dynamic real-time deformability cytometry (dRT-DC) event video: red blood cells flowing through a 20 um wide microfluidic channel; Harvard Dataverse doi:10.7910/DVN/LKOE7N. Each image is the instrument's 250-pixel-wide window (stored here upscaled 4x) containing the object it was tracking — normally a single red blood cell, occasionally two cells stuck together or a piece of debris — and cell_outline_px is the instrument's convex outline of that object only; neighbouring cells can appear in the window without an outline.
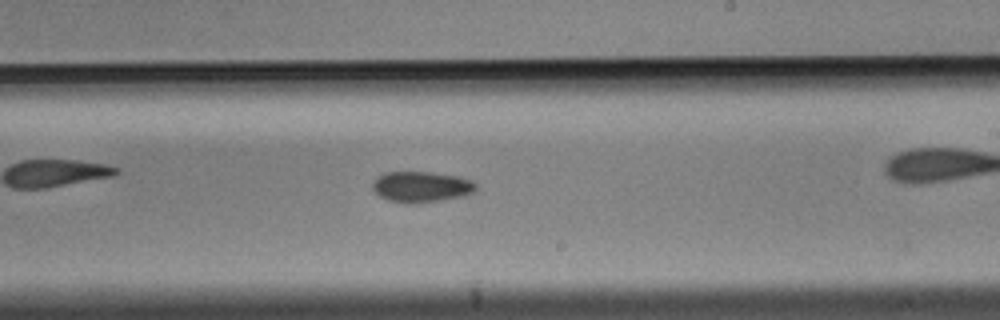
{"species": "Egyptian fruit bat (a non-hibernating species)", "species_latin": "Rousettus aegyptiacus", "temperature_condition": "cold", "stored_images_in_passage": 58, "camera_frame_rate_fps": 3000, "um_per_image_px": 0.085, "animal": {"sex": "male"}, "frame": {"image": 1, "passage_image": 34, "time_ms": 11.0, "image_size_px": [1000, 320], "cell_outline_px": [[476, 188], [472, 192], [464, 196], [416, 204], [404, 204], [388, 200], [380, 196], [372, 188], [372, 184], [384, 172], [432, 172], [456, 176], [472, 180], [476, 184]], "centroid_in_image_um": [35.81, 15.89], "position_along_channel_um": 253.2, "area_um2": 18.55}, "authors_computed_cell_mechanics": {"area_um2": 18.6116, "velocity_mm_per_s": 3.517, "shape_relaxation_time_tau1_ms": 2.1531, "shape_relaxation_time_tau2_ms": null, "deformation_change_tau1": 0.0507, "deformation_change_tau2": null}}